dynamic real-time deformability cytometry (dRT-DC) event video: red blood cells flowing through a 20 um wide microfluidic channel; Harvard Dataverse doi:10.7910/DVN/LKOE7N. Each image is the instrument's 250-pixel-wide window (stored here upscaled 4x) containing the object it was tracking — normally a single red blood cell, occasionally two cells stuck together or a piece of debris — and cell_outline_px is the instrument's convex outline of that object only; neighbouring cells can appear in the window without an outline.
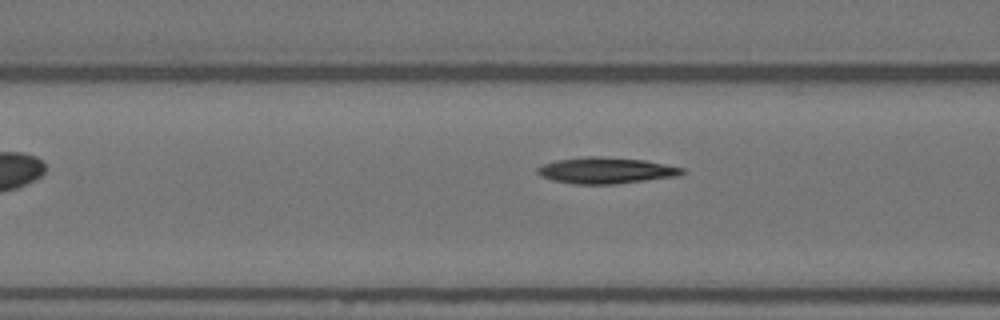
{"species": "Egyptian fruit bat (a non-hibernating species)", "species_latin": "Rousettus aegyptiacus", "temperature_condition": "warm", "stored_images_in_passage": 6, "camera_frame_rate_fps": 3000, "um_per_image_px": 0.085, "animal": {"sex": "female"}, "frame": {"image": 1, "passage_image": 4, "time_ms": 1.0, "image_size_px": [1000, 320], "cell_outline_px": [[684, 172], [676, 176], [612, 184], [576, 184], [552, 180], [536, 172], [536, 168], [544, 164], [556, 160], [588, 156], [600, 156], [644, 160], [684, 168]], "centroid_in_image_um": [51.47, 14.48], "position_along_channel_um": 115.1, "area_um2": 21.73}}